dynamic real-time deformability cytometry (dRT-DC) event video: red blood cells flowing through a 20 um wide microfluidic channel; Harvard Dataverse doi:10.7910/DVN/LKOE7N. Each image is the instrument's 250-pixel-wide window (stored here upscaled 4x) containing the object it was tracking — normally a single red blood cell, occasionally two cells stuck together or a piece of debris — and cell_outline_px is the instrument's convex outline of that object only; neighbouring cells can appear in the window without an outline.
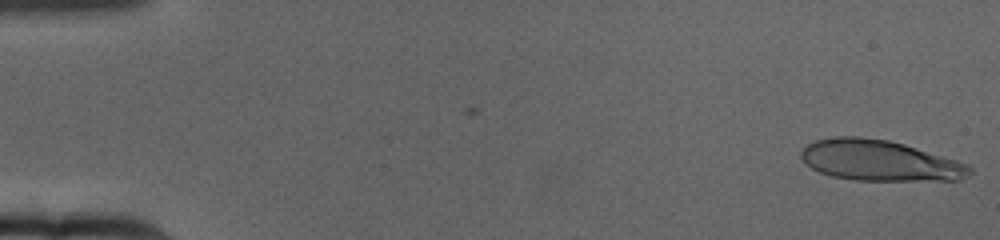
{"species": "human", "species_latin": "Homo sapiens", "temperature_condition": "cold", "stored_images_in_passage": 64, "camera_frame_rate_fps": 3000, "um_per_image_px": 0.085, "donor": {"sex": "female"}, "frame": {"image": 1, "passage_image": 1, "time_ms": 0.0, "image_size_px": [1000, 240], "cell_outline_px": [[972, 172], [968, 176], [960, 180], [856, 180], [832, 176], [820, 172], [812, 168], [800, 156], [800, 152], [808, 144], [816, 140], [836, 136], [860, 136], [888, 140], [904, 144], [956, 160], [968, 164], [972, 168]], "centroid_in_image_um": [74.78, 13.64], "position_along_channel_um": 10.2, "area_um2": 39.82}}
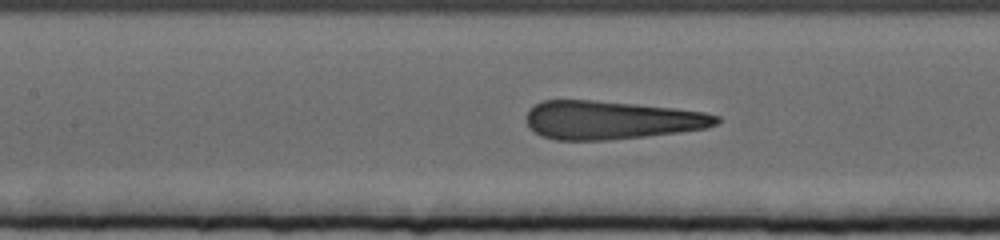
{"frame": {"image": 2, "passage_image": 29, "time_ms": 9.333, "image_size_px": [1000, 240], "cell_outline_px": [[720, 120], [716, 124], [704, 128], [680, 132], [608, 140], [556, 140], [540, 136], [528, 128], [524, 116], [536, 104], [544, 100], [592, 100], [676, 108], [704, 112], [720, 116]], "centroid_in_image_um": [51.91, 10.21], "position_along_channel_um": 155.5, "area_um2": 42.6}}
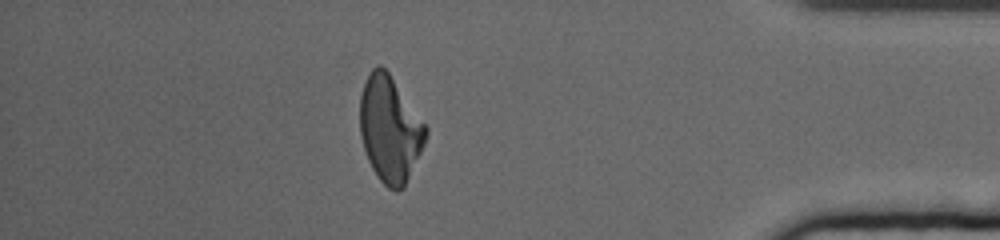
{"frame": {"image": 3, "passage_image": 56, "time_ms": 18.333, "image_size_px": [1000, 240], "cell_outline_px": [[428, 132], [424, 144], [404, 188], [396, 192], [388, 188], [380, 180], [372, 168], [368, 160], [360, 136], [360, 96], [364, 84], [372, 68], [376, 64], [380, 64], [388, 72], [428, 128]], "centroid_in_image_um": [33.13, 10.99], "position_along_channel_um": 402.1, "area_um2": 40.34}, "authors_computed_cell_mechanics": {"area_um2": 42.3674, "velocity_mm_per_s": 3.1404, "shape_relaxation_time_tau1_ms": 7.7307, "shape_relaxation_time_tau2_ms": 0.9699, "deformation_change_tau1": 0.2518, "deformation_change_tau2": 0.1375}}